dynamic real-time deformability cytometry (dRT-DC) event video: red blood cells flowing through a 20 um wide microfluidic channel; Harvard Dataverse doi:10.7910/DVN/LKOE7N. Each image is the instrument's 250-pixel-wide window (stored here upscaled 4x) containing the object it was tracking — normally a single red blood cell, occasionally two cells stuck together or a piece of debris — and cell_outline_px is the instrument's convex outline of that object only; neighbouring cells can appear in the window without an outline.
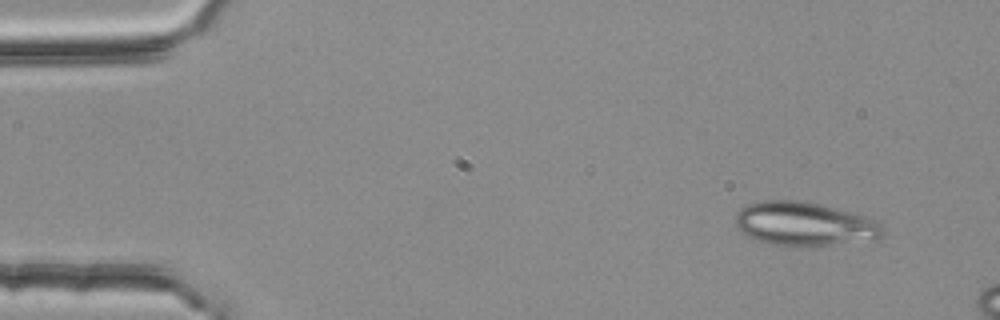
{"species": "common noctule bat (a hibernating species)", "species_latin": "Nyctalus noctula", "temperature_condition": "room temperature", "stored_images_in_passage": 2, "camera_frame_rate_fps": 3000, "um_per_image_px": 0.085, "animal": {"sex": "female", "body_mass_g": 25.1}, "frame": {"image": 1, "passage_image": 1, "time_ms": 0.0, "image_size_px": [1000, 320], "cell_outline_px": [[888, 232], [884, 236], [876, 240], [788, 248], [772, 244], [748, 236], [740, 232], [736, 224], [736, 212], [748, 204], [760, 200], [796, 200], [820, 204], [868, 216], [884, 224]], "centroid_in_image_um": [68.46, 19.05], "position_along_channel_um": 16.5, "area_um2": 38.38}}